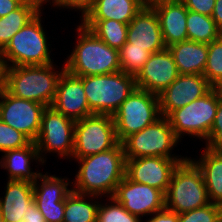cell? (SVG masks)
Here are the masks:
<instances>
[{"label": "cell", "instance_id": "f1b7e54d", "mask_svg": "<svg viewBox=\"0 0 222 222\" xmlns=\"http://www.w3.org/2000/svg\"><path fill=\"white\" fill-rule=\"evenodd\" d=\"M186 27L188 40L199 43L209 44L222 34L212 16L202 15L191 10H188Z\"/></svg>", "mask_w": 222, "mask_h": 222}, {"label": "cell", "instance_id": "ffe728a7", "mask_svg": "<svg viewBox=\"0 0 222 222\" xmlns=\"http://www.w3.org/2000/svg\"><path fill=\"white\" fill-rule=\"evenodd\" d=\"M148 3L158 16L166 48L188 40L186 27L188 10L180 0H155Z\"/></svg>", "mask_w": 222, "mask_h": 222}, {"label": "cell", "instance_id": "7c38bea8", "mask_svg": "<svg viewBox=\"0 0 222 222\" xmlns=\"http://www.w3.org/2000/svg\"><path fill=\"white\" fill-rule=\"evenodd\" d=\"M45 108L43 104L15 97L0 87V119L33 142L39 135Z\"/></svg>", "mask_w": 222, "mask_h": 222}, {"label": "cell", "instance_id": "f546056e", "mask_svg": "<svg viewBox=\"0 0 222 222\" xmlns=\"http://www.w3.org/2000/svg\"><path fill=\"white\" fill-rule=\"evenodd\" d=\"M103 199V200H102ZM143 220L129 213L114 197H101L97 209L96 222H142Z\"/></svg>", "mask_w": 222, "mask_h": 222}, {"label": "cell", "instance_id": "836d02e7", "mask_svg": "<svg viewBox=\"0 0 222 222\" xmlns=\"http://www.w3.org/2000/svg\"><path fill=\"white\" fill-rule=\"evenodd\" d=\"M222 216V205L209 203L179 214V222H217Z\"/></svg>", "mask_w": 222, "mask_h": 222}, {"label": "cell", "instance_id": "6da1fadb", "mask_svg": "<svg viewBox=\"0 0 222 222\" xmlns=\"http://www.w3.org/2000/svg\"><path fill=\"white\" fill-rule=\"evenodd\" d=\"M78 169L72 180V190L79 194L113 197L126 171L122 143L114 148L75 160Z\"/></svg>", "mask_w": 222, "mask_h": 222}, {"label": "cell", "instance_id": "d590c367", "mask_svg": "<svg viewBox=\"0 0 222 222\" xmlns=\"http://www.w3.org/2000/svg\"><path fill=\"white\" fill-rule=\"evenodd\" d=\"M96 0H58L57 5L55 7V9L58 10H64L65 11L68 9V11L70 12V10L72 11H79V22L80 20H82L86 14L92 9V7L94 6Z\"/></svg>", "mask_w": 222, "mask_h": 222}, {"label": "cell", "instance_id": "277c9868", "mask_svg": "<svg viewBox=\"0 0 222 222\" xmlns=\"http://www.w3.org/2000/svg\"><path fill=\"white\" fill-rule=\"evenodd\" d=\"M43 15V12H39L15 33L11 41L1 51L4 67L55 63L51 56L52 44H49L52 42H48L50 37L43 25V19H45Z\"/></svg>", "mask_w": 222, "mask_h": 222}, {"label": "cell", "instance_id": "d6986e66", "mask_svg": "<svg viewBox=\"0 0 222 222\" xmlns=\"http://www.w3.org/2000/svg\"><path fill=\"white\" fill-rule=\"evenodd\" d=\"M51 106L74 121L93 114L89 109L82 79L66 70L61 74L57 93Z\"/></svg>", "mask_w": 222, "mask_h": 222}, {"label": "cell", "instance_id": "b9f144b4", "mask_svg": "<svg viewBox=\"0 0 222 222\" xmlns=\"http://www.w3.org/2000/svg\"><path fill=\"white\" fill-rule=\"evenodd\" d=\"M212 18L219 31L222 33V0H215V7L212 12Z\"/></svg>", "mask_w": 222, "mask_h": 222}, {"label": "cell", "instance_id": "8992f818", "mask_svg": "<svg viewBox=\"0 0 222 222\" xmlns=\"http://www.w3.org/2000/svg\"><path fill=\"white\" fill-rule=\"evenodd\" d=\"M222 98L220 88L212 87L205 95L188 105L172 111L167 119L176 137L181 141L184 136L206 141Z\"/></svg>", "mask_w": 222, "mask_h": 222}, {"label": "cell", "instance_id": "5bb4252c", "mask_svg": "<svg viewBox=\"0 0 222 222\" xmlns=\"http://www.w3.org/2000/svg\"><path fill=\"white\" fill-rule=\"evenodd\" d=\"M125 159V175L130 180L157 188L166 194L174 169L186 158L149 156Z\"/></svg>", "mask_w": 222, "mask_h": 222}, {"label": "cell", "instance_id": "ba28073f", "mask_svg": "<svg viewBox=\"0 0 222 222\" xmlns=\"http://www.w3.org/2000/svg\"><path fill=\"white\" fill-rule=\"evenodd\" d=\"M181 142L182 141L176 137L167 117L161 116L143 130L127 137L122 142V145L125 158L149 156L187 158L188 156L184 157L181 153L179 155L173 151L175 147L177 148L178 145L180 146V144H182Z\"/></svg>", "mask_w": 222, "mask_h": 222}, {"label": "cell", "instance_id": "4fadbf2b", "mask_svg": "<svg viewBox=\"0 0 222 222\" xmlns=\"http://www.w3.org/2000/svg\"><path fill=\"white\" fill-rule=\"evenodd\" d=\"M43 172L33 183L34 202L46 222H63L65 199L73 191L72 180Z\"/></svg>", "mask_w": 222, "mask_h": 222}, {"label": "cell", "instance_id": "ee69618b", "mask_svg": "<svg viewBox=\"0 0 222 222\" xmlns=\"http://www.w3.org/2000/svg\"><path fill=\"white\" fill-rule=\"evenodd\" d=\"M0 222H4V220H3V215H2V212H1V209H0Z\"/></svg>", "mask_w": 222, "mask_h": 222}, {"label": "cell", "instance_id": "ac0fdd59", "mask_svg": "<svg viewBox=\"0 0 222 222\" xmlns=\"http://www.w3.org/2000/svg\"><path fill=\"white\" fill-rule=\"evenodd\" d=\"M126 43H131V47L146 48L151 53L166 49L158 16L149 3L128 24Z\"/></svg>", "mask_w": 222, "mask_h": 222}, {"label": "cell", "instance_id": "484cf974", "mask_svg": "<svg viewBox=\"0 0 222 222\" xmlns=\"http://www.w3.org/2000/svg\"><path fill=\"white\" fill-rule=\"evenodd\" d=\"M100 196L72 191L65 199L63 222H96Z\"/></svg>", "mask_w": 222, "mask_h": 222}, {"label": "cell", "instance_id": "4dcf8cb0", "mask_svg": "<svg viewBox=\"0 0 222 222\" xmlns=\"http://www.w3.org/2000/svg\"><path fill=\"white\" fill-rule=\"evenodd\" d=\"M203 75L212 87H222V34L208 44L207 62Z\"/></svg>", "mask_w": 222, "mask_h": 222}, {"label": "cell", "instance_id": "60d3db41", "mask_svg": "<svg viewBox=\"0 0 222 222\" xmlns=\"http://www.w3.org/2000/svg\"><path fill=\"white\" fill-rule=\"evenodd\" d=\"M21 4L20 0H0V18L14 11Z\"/></svg>", "mask_w": 222, "mask_h": 222}, {"label": "cell", "instance_id": "5b68a950", "mask_svg": "<svg viewBox=\"0 0 222 222\" xmlns=\"http://www.w3.org/2000/svg\"><path fill=\"white\" fill-rule=\"evenodd\" d=\"M80 78L93 114L113 115L136 88L135 76L123 71Z\"/></svg>", "mask_w": 222, "mask_h": 222}, {"label": "cell", "instance_id": "3957f363", "mask_svg": "<svg viewBox=\"0 0 222 222\" xmlns=\"http://www.w3.org/2000/svg\"><path fill=\"white\" fill-rule=\"evenodd\" d=\"M26 65L4 68L3 87L13 96L51 106L64 64ZM59 68V69H58Z\"/></svg>", "mask_w": 222, "mask_h": 222}, {"label": "cell", "instance_id": "83f0119b", "mask_svg": "<svg viewBox=\"0 0 222 222\" xmlns=\"http://www.w3.org/2000/svg\"><path fill=\"white\" fill-rule=\"evenodd\" d=\"M39 12L31 5L21 4L8 15L0 18V50L11 41L15 33L21 30Z\"/></svg>", "mask_w": 222, "mask_h": 222}, {"label": "cell", "instance_id": "e0dca14e", "mask_svg": "<svg viewBox=\"0 0 222 222\" xmlns=\"http://www.w3.org/2000/svg\"><path fill=\"white\" fill-rule=\"evenodd\" d=\"M179 75L174 58L166 48L151 54L135 76L136 87L158 95Z\"/></svg>", "mask_w": 222, "mask_h": 222}, {"label": "cell", "instance_id": "603a6c76", "mask_svg": "<svg viewBox=\"0 0 222 222\" xmlns=\"http://www.w3.org/2000/svg\"><path fill=\"white\" fill-rule=\"evenodd\" d=\"M202 148L199 158H189L202 172L209 201L222 205V152L206 146Z\"/></svg>", "mask_w": 222, "mask_h": 222}, {"label": "cell", "instance_id": "f6af8a7d", "mask_svg": "<svg viewBox=\"0 0 222 222\" xmlns=\"http://www.w3.org/2000/svg\"><path fill=\"white\" fill-rule=\"evenodd\" d=\"M217 222H222V216L219 218V220Z\"/></svg>", "mask_w": 222, "mask_h": 222}, {"label": "cell", "instance_id": "30bf717a", "mask_svg": "<svg viewBox=\"0 0 222 222\" xmlns=\"http://www.w3.org/2000/svg\"><path fill=\"white\" fill-rule=\"evenodd\" d=\"M75 121L46 106L42 114L41 129L35 144L44 165L46 156L52 155L71 162L74 151Z\"/></svg>", "mask_w": 222, "mask_h": 222}, {"label": "cell", "instance_id": "bcb514c9", "mask_svg": "<svg viewBox=\"0 0 222 222\" xmlns=\"http://www.w3.org/2000/svg\"><path fill=\"white\" fill-rule=\"evenodd\" d=\"M3 86V81H0V87Z\"/></svg>", "mask_w": 222, "mask_h": 222}, {"label": "cell", "instance_id": "44dd1931", "mask_svg": "<svg viewBox=\"0 0 222 222\" xmlns=\"http://www.w3.org/2000/svg\"><path fill=\"white\" fill-rule=\"evenodd\" d=\"M2 154L0 168L6 170L7 180H24L34 183L42 173L38 168L36 171L31 168V163L34 165L33 163L35 162V164H38V167L39 165L44 167L37 146L33 141L25 147L8 150Z\"/></svg>", "mask_w": 222, "mask_h": 222}, {"label": "cell", "instance_id": "7a4b0ae2", "mask_svg": "<svg viewBox=\"0 0 222 222\" xmlns=\"http://www.w3.org/2000/svg\"><path fill=\"white\" fill-rule=\"evenodd\" d=\"M75 26L76 40L65 58V70L78 77L121 71L119 51L108 46L81 22Z\"/></svg>", "mask_w": 222, "mask_h": 222}, {"label": "cell", "instance_id": "74e56055", "mask_svg": "<svg viewBox=\"0 0 222 222\" xmlns=\"http://www.w3.org/2000/svg\"><path fill=\"white\" fill-rule=\"evenodd\" d=\"M145 220V221H144ZM143 222H179V214L166 208L153 213Z\"/></svg>", "mask_w": 222, "mask_h": 222}, {"label": "cell", "instance_id": "1f68e13d", "mask_svg": "<svg viewBox=\"0 0 222 222\" xmlns=\"http://www.w3.org/2000/svg\"><path fill=\"white\" fill-rule=\"evenodd\" d=\"M118 51L121 71L134 76L138 74L152 54L146 48L131 47V43H125Z\"/></svg>", "mask_w": 222, "mask_h": 222}, {"label": "cell", "instance_id": "2e32d148", "mask_svg": "<svg viewBox=\"0 0 222 222\" xmlns=\"http://www.w3.org/2000/svg\"><path fill=\"white\" fill-rule=\"evenodd\" d=\"M211 88L204 75L180 74L158 94L161 116L167 117L172 111L202 97Z\"/></svg>", "mask_w": 222, "mask_h": 222}, {"label": "cell", "instance_id": "d4e9b609", "mask_svg": "<svg viewBox=\"0 0 222 222\" xmlns=\"http://www.w3.org/2000/svg\"><path fill=\"white\" fill-rule=\"evenodd\" d=\"M147 0H96L83 19H112L129 24Z\"/></svg>", "mask_w": 222, "mask_h": 222}, {"label": "cell", "instance_id": "9a60e30c", "mask_svg": "<svg viewBox=\"0 0 222 222\" xmlns=\"http://www.w3.org/2000/svg\"><path fill=\"white\" fill-rule=\"evenodd\" d=\"M113 197L131 214L142 220L165 208V194L154 187L139 184L126 175L119 183Z\"/></svg>", "mask_w": 222, "mask_h": 222}, {"label": "cell", "instance_id": "9c48e42d", "mask_svg": "<svg viewBox=\"0 0 222 222\" xmlns=\"http://www.w3.org/2000/svg\"><path fill=\"white\" fill-rule=\"evenodd\" d=\"M112 116L117 140L122 143L161 117L159 97L136 87Z\"/></svg>", "mask_w": 222, "mask_h": 222}, {"label": "cell", "instance_id": "7402d4cb", "mask_svg": "<svg viewBox=\"0 0 222 222\" xmlns=\"http://www.w3.org/2000/svg\"><path fill=\"white\" fill-rule=\"evenodd\" d=\"M4 196L0 197V209L4 222H23V215L28 212L34 201L33 183L24 180H6Z\"/></svg>", "mask_w": 222, "mask_h": 222}, {"label": "cell", "instance_id": "d6a6232c", "mask_svg": "<svg viewBox=\"0 0 222 222\" xmlns=\"http://www.w3.org/2000/svg\"><path fill=\"white\" fill-rule=\"evenodd\" d=\"M31 140L0 119V153L27 146Z\"/></svg>", "mask_w": 222, "mask_h": 222}, {"label": "cell", "instance_id": "7bdbcfd3", "mask_svg": "<svg viewBox=\"0 0 222 222\" xmlns=\"http://www.w3.org/2000/svg\"><path fill=\"white\" fill-rule=\"evenodd\" d=\"M4 64H3V60H2V54H1V50H0V81H4Z\"/></svg>", "mask_w": 222, "mask_h": 222}, {"label": "cell", "instance_id": "52a82bcc", "mask_svg": "<svg viewBox=\"0 0 222 222\" xmlns=\"http://www.w3.org/2000/svg\"><path fill=\"white\" fill-rule=\"evenodd\" d=\"M209 203L202 172L187 157L173 171L165 194V208L180 214Z\"/></svg>", "mask_w": 222, "mask_h": 222}, {"label": "cell", "instance_id": "e575fe53", "mask_svg": "<svg viewBox=\"0 0 222 222\" xmlns=\"http://www.w3.org/2000/svg\"><path fill=\"white\" fill-rule=\"evenodd\" d=\"M203 143L205 144L204 146L211 149L222 148V98L218 102L215 120L210 130L209 136Z\"/></svg>", "mask_w": 222, "mask_h": 222}, {"label": "cell", "instance_id": "f35d334b", "mask_svg": "<svg viewBox=\"0 0 222 222\" xmlns=\"http://www.w3.org/2000/svg\"><path fill=\"white\" fill-rule=\"evenodd\" d=\"M23 222H46L34 201L29 205L28 212L23 215Z\"/></svg>", "mask_w": 222, "mask_h": 222}, {"label": "cell", "instance_id": "8fae6325", "mask_svg": "<svg viewBox=\"0 0 222 222\" xmlns=\"http://www.w3.org/2000/svg\"><path fill=\"white\" fill-rule=\"evenodd\" d=\"M118 143L112 115L86 116L75 121L74 151L71 161L108 151Z\"/></svg>", "mask_w": 222, "mask_h": 222}, {"label": "cell", "instance_id": "cb8c5ba5", "mask_svg": "<svg viewBox=\"0 0 222 222\" xmlns=\"http://www.w3.org/2000/svg\"><path fill=\"white\" fill-rule=\"evenodd\" d=\"M167 48L174 58L179 74L203 75L208 55L207 43L186 40Z\"/></svg>", "mask_w": 222, "mask_h": 222}, {"label": "cell", "instance_id": "8d00e7d4", "mask_svg": "<svg viewBox=\"0 0 222 222\" xmlns=\"http://www.w3.org/2000/svg\"><path fill=\"white\" fill-rule=\"evenodd\" d=\"M187 8L202 15L212 16L215 0H180Z\"/></svg>", "mask_w": 222, "mask_h": 222}, {"label": "cell", "instance_id": "ab89813d", "mask_svg": "<svg viewBox=\"0 0 222 222\" xmlns=\"http://www.w3.org/2000/svg\"><path fill=\"white\" fill-rule=\"evenodd\" d=\"M20 2L22 4L33 6L38 12H43V10H45L46 6H48L49 4H52L50 7H54L53 9H55L58 0H20Z\"/></svg>", "mask_w": 222, "mask_h": 222}, {"label": "cell", "instance_id": "4316f807", "mask_svg": "<svg viewBox=\"0 0 222 222\" xmlns=\"http://www.w3.org/2000/svg\"><path fill=\"white\" fill-rule=\"evenodd\" d=\"M81 23L116 50H119L127 41L128 24L112 19H82Z\"/></svg>", "mask_w": 222, "mask_h": 222}]
</instances>
